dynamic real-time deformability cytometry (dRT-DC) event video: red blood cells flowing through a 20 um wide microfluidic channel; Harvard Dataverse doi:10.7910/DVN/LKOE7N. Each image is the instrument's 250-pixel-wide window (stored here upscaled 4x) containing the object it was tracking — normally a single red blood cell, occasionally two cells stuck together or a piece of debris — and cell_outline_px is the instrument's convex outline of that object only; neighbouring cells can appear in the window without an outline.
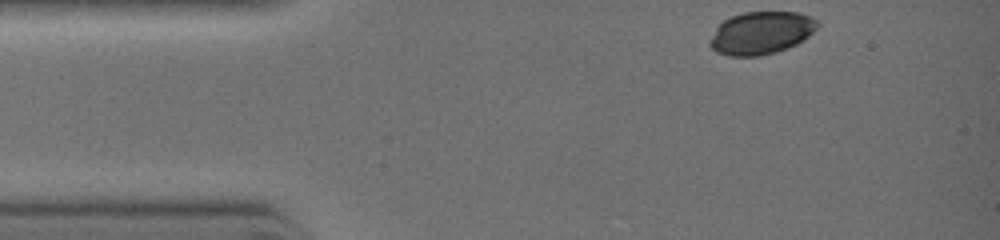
{"species": "common noctule bat (a hibernating species)", "species_latin": "Nyctalus noctula", "temperature_condition": "warm", "stored_images_in_passage": 7, "camera_frame_rate_fps": 3000, "um_per_image_px": 0.085, "animal": {"sex": "female", "body_mass_g": 19.0, "forearm_length_mm": 51.5}, "frame": {"image": 1, "passage_image": 1, "time_ms": 0.0, "image_size_px": [1000, 240], "cell_outline_px": [[820, 24], [808, 36], [796, 44], [788, 48], [776, 52], [760, 56], [728, 56], [716, 52], [708, 44], [716, 28], [724, 20], [732, 16], [744, 12], [796, 12], [812, 16]], "centroid_in_image_um": [64.7, 2.8], "position_along_channel_um": 20.3, "area_um2": 26.7}}
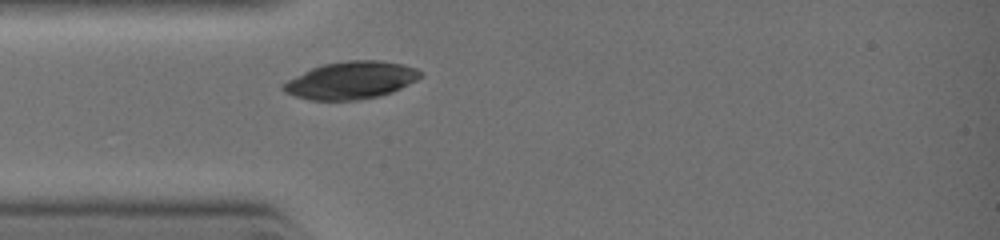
{"frame": {"image": 2, "passage_image": 4, "time_ms": 1.667, "image_size_px": [1000, 240], "cell_outline_px": [[424, 76], [392, 92], [380, 96], [360, 100], [312, 100], [292, 96], [284, 92], [280, 88], [288, 80], [312, 68], [324, 64], [348, 60], [380, 60], [404, 64], [416, 68], [424, 72]], "centroid_in_image_um": [29.87, 6.83], "position_along_channel_um": 55.1, "area_um2": 30.06}}